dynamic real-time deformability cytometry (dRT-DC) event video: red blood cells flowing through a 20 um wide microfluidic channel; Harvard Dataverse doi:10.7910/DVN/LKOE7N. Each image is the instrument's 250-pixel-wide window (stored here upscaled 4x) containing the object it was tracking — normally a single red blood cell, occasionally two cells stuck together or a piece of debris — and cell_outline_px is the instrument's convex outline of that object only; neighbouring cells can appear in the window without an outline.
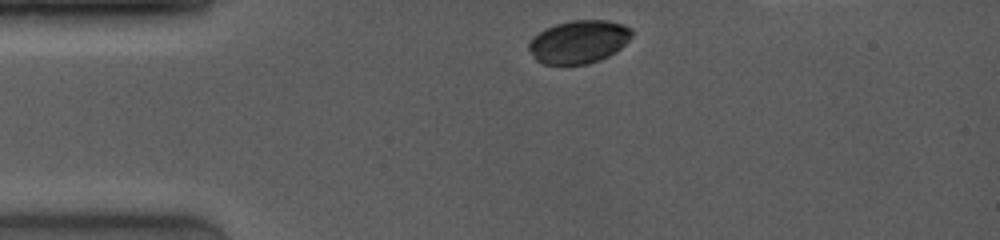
{"species": "common noctule bat (a hibernating species)", "species_latin": "Nyctalus noctula", "temperature_condition": "room temperature", "stored_images_in_passage": 7, "camera_frame_rate_fps": 4000, "um_per_image_px": 0.085, "animal": {"sex": "female", "body_mass_g": 19.0, "forearm_length_mm": 53.3}, "frame": {"image": 1, "passage_image": 1, "time_ms": 0.0, "image_size_px": [1000, 240], "cell_outline_px": [[632, 36], [620, 48], [608, 56], [600, 60], [588, 64], [544, 64], [536, 60], [528, 48], [528, 40], [532, 36], [544, 28], [556, 24], [572, 20], [608, 20], [624, 24], [632, 28]], "centroid_in_image_um": [49.18, 3.54], "position_along_channel_um": 35.8, "area_um2": 26.01}}
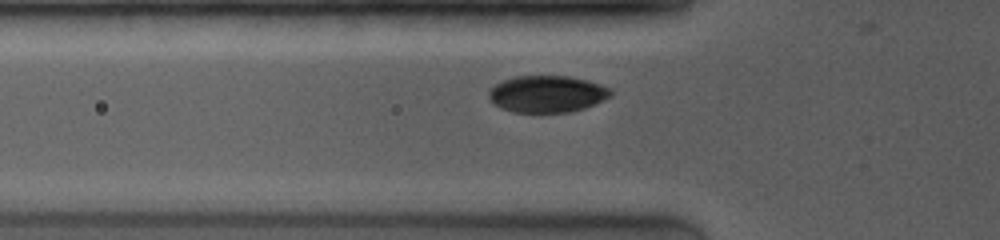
{"frame": {"image": 2, "passage_image": 5, "time_ms": 2.0, "image_size_px": [1000, 240], "cell_outline_px": [[612, 96], [604, 100], [584, 108], [572, 112], [540, 116], [512, 112], [500, 108], [492, 104], [488, 100], [488, 92], [500, 80], [512, 76], [572, 76], [588, 80], [612, 88]], "centroid_in_image_um": [46.47, 8.03], "position_along_channel_um": 79.3, "area_um2": 27.51}}